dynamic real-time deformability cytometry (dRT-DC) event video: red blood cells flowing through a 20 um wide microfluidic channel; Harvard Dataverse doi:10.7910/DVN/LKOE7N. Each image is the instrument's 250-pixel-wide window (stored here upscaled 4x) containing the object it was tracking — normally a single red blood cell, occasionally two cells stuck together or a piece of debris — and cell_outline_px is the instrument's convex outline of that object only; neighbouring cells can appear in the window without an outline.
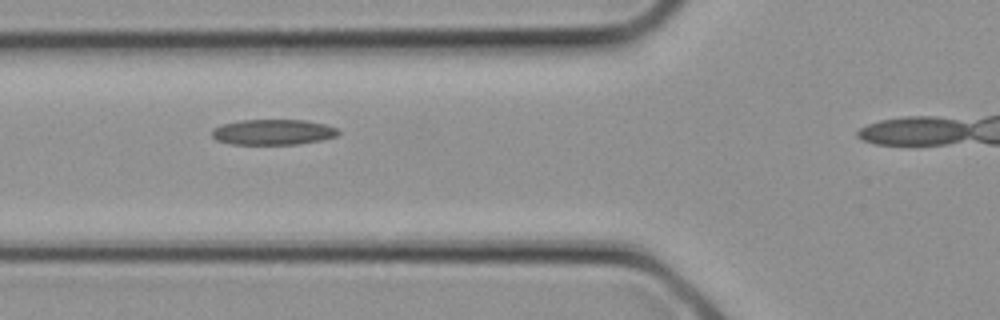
{"species": "common noctule bat (a hibernating species)", "species_latin": "Nyctalus noctula", "temperature_condition": "cold", "stored_images_in_passage": 7, "camera_frame_rate_fps": 3000, "um_per_image_px": 0.085, "animal": {"sex": "female", "body_mass_g": 21.9}, "frame": {"image": 1, "passage_image": 3, "time_ms": 0.667, "image_size_px": [1000, 320], "cell_outline_px": [[340, 132], [336, 136], [320, 140], [296, 144], [228, 144], [216, 140], [212, 136], [212, 128], [220, 124], [240, 120], [304, 120], [324, 124], [336, 128]], "centroid_in_image_um": [23.14, 11.22], "position_along_channel_um": 102.7, "area_um2": 18.79}}
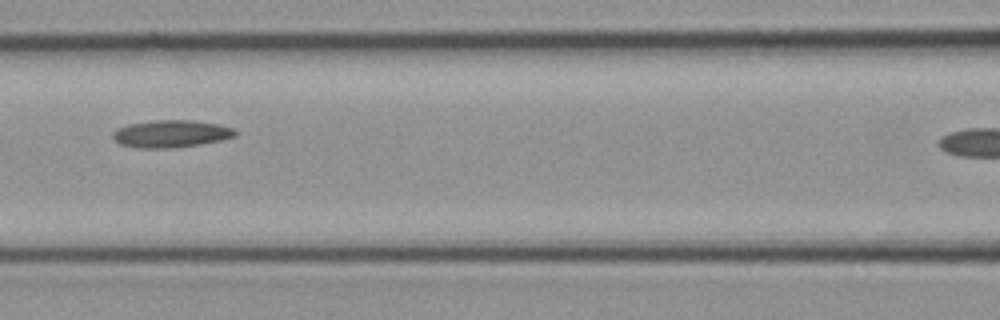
{"frame": {"image": 2, "passage_image": 5, "time_ms": 1.333, "image_size_px": [1000, 320], "cell_outline_px": [[236, 136], [220, 140], [200, 144], [168, 148], [136, 148], [120, 144], [112, 140], [112, 132], [116, 128], [128, 124], [156, 120], [188, 120], [216, 124], [232, 128], [236, 132]], "centroid_in_image_um": [14.45, 11.37], "position_along_channel_um": 152.1, "area_um2": 19.42}}